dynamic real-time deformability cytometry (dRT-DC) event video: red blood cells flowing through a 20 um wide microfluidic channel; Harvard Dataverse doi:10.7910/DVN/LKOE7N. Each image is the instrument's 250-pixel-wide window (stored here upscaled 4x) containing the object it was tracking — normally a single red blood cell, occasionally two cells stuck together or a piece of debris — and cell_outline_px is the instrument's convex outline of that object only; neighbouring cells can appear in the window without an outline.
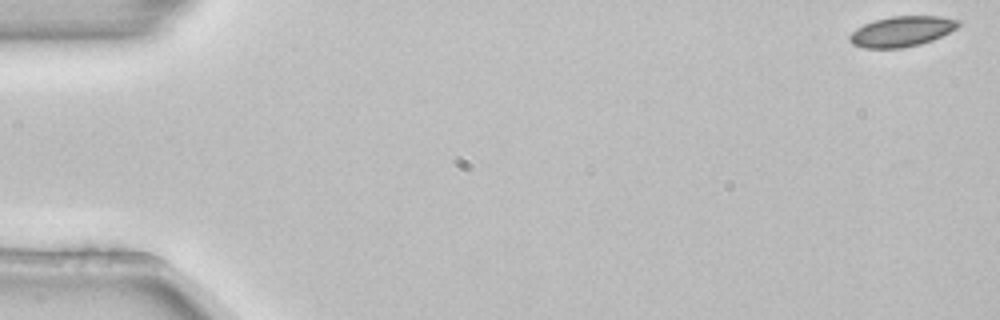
{"species": "common noctule bat (a hibernating species)", "species_latin": "Nyctalus noctula", "temperature_condition": "room temperature", "stored_images_in_passage": 4, "camera_frame_rate_fps": 3000, "um_per_image_px": 0.085, "animal": {"sex": "female", "body_mass_g": 22.7, "forearm_length_mm": 54.2}, "frame": {"image": 1, "passage_image": 1, "time_ms": 0.0, "image_size_px": [1000, 320], "cell_outline_px": [[960, 24], [956, 28], [932, 40], [920, 44], [904, 48], [864, 48], [852, 44], [848, 40], [848, 36], [856, 28], [864, 24], [876, 20], [892, 16], [940, 16], [960, 20]], "centroid_in_image_um": [76.62, 2.67], "position_along_channel_um": 8.4, "area_um2": 19.19}}
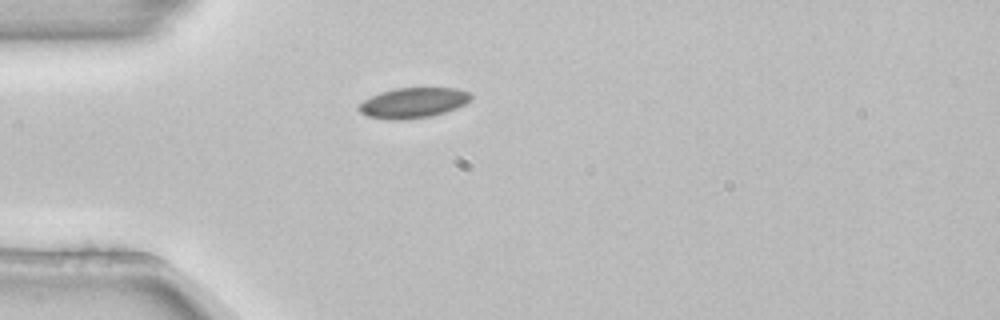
{"frame": {"image": 2, "passage_image": 4, "time_ms": 1.0, "image_size_px": [1000, 320], "cell_outline_px": [[472, 96], [464, 104], [456, 108], [432, 116], [404, 120], [388, 120], [368, 116], [360, 112], [356, 108], [364, 100], [380, 92], [396, 88], [456, 88], [468, 92]], "centroid_in_image_um": [35.08, 8.75], "position_along_channel_um": 49.9, "area_um2": 19.71}}